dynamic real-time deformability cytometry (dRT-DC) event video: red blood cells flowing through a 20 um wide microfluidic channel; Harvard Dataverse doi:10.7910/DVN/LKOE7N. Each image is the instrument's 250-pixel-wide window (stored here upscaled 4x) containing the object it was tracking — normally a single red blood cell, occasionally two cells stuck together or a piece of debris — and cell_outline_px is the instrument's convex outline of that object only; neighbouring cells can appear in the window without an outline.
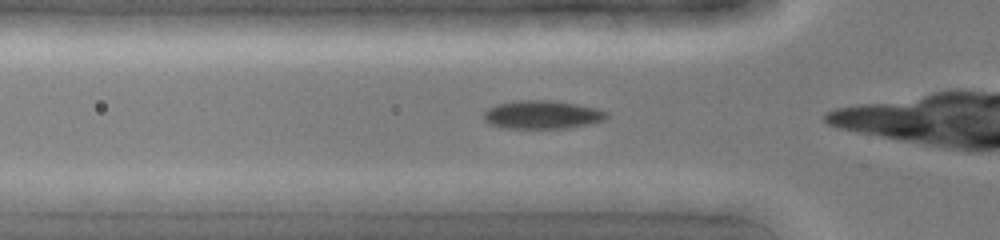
{"species": "common noctule bat (a hibernating species)", "species_latin": "Nyctalus noctula", "temperature_condition": "cold", "stored_images_in_passage": 9, "camera_frame_rate_fps": 3000, "um_per_image_px": 0.085, "animal": {"sex": "female", "body_mass_g": 19.0, "forearm_length_mm": 51.5}, "frame": {"image": 1, "passage_image": 4, "time_ms": 1.0, "image_size_px": [1000, 240], "cell_outline_px": [[608, 116], [604, 120], [572, 128], [508, 128], [492, 124], [484, 120], [484, 112], [488, 108], [496, 104], [512, 100], [552, 100], [576, 104], [596, 108], [608, 112]], "centroid_in_image_um": [46.1, 9.74], "position_along_channel_um": 79.7, "area_um2": 20.35}}